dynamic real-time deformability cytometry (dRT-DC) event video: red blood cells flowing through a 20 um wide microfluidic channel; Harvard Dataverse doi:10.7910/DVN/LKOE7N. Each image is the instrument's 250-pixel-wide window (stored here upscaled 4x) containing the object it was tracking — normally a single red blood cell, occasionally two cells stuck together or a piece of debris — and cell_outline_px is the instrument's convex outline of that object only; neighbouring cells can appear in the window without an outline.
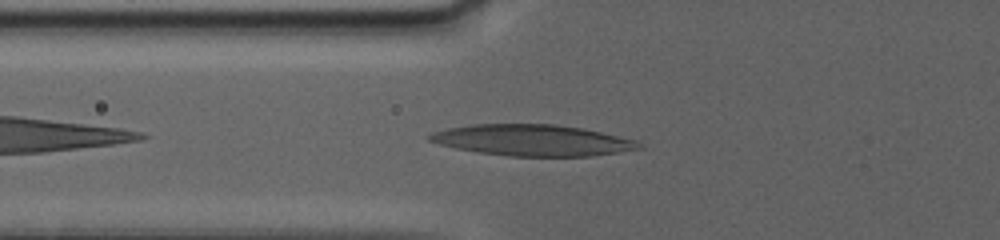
{"species": "human", "species_latin": "Homo sapiens", "temperature_condition": "warm", "stored_images_in_passage": 15, "camera_frame_rate_fps": 3000, "um_per_image_px": 0.085, "donor": {"sex": "female"}, "frame": {"image": 1, "passage_image": 4, "time_ms": 2.333, "image_size_px": [1000, 240], "cell_outline_px": [[644, 148], [588, 156], [508, 156], [480, 152], [456, 148], [440, 144], [428, 140], [428, 136], [432, 132], [448, 128], [472, 124], [556, 124], [584, 128], [636, 140]], "centroid_in_image_um": [45.26, 11.91], "position_along_channel_um": 80.5, "area_um2": 37.86}}
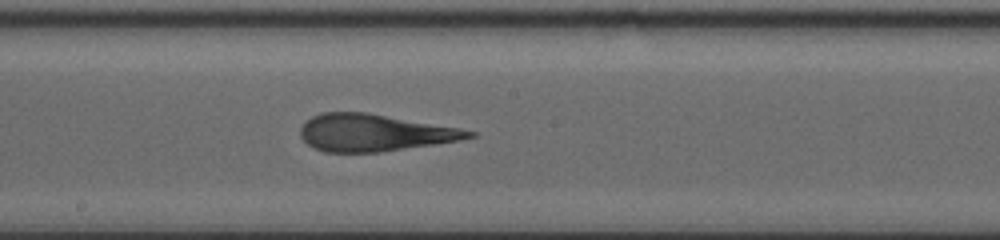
{"frame": {"image": 2, "passage_image": 11, "time_ms": 6.667, "image_size_px": [1000, 240], "cell_outline_px": [[476, 136], [460, 140], [380, 152], [324, 152], [308, 144], [300, 136], [300, 128], [312, 116], [320, 112], [364, 112], [460, 128], [476, 132]], "centroid_in_image_um": [31.79, 11.28], "position_along_channel_um": 216.4, "area_um2": 36.01}}
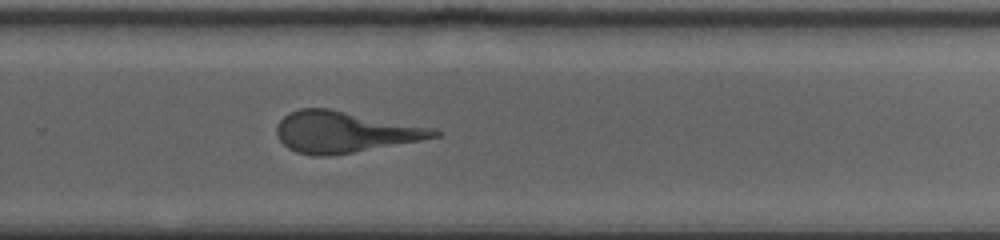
{"frame": {"image": 3, "passage_image": 15, "time_ms": 9.333, "image_size_px": [1000, 240], "cell_outline_px": [[440, 136], [420, 140], [352, 152], [328, 156], [312, 156], [296, 152], [288, 148], [280, 140], [276, 132], [276, 124], [288, 112], [300, 108], [328, 108], [436, 128], [440, 132]], "centroid_in_image_um": [29.26, 11.21], "position_along_channel_um": 300.5, "area_um2": 37.69}}